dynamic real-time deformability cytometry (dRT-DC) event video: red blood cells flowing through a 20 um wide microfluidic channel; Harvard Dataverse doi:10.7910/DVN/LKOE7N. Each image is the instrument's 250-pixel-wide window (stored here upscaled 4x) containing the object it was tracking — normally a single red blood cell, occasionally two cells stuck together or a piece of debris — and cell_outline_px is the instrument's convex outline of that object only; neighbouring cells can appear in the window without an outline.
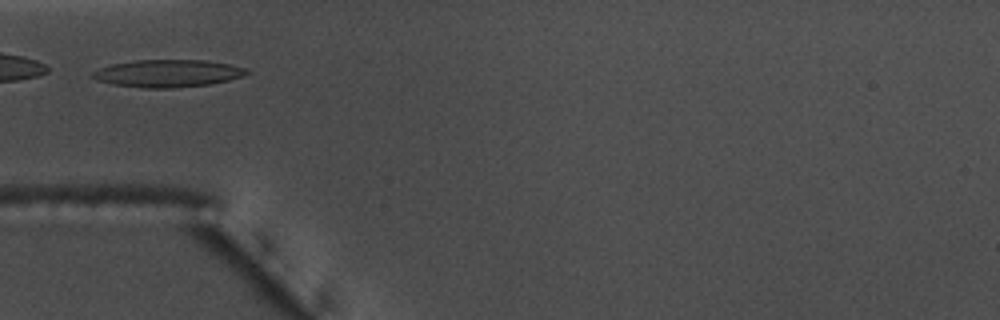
{"species": "common noctule bat (a hibernating species)", "species_latin": "Nyctalus noctula", "temperature_condition": "warm", "stored_images_in_passage": 27, "camera_frame_rate_fps": 3000, "um_per_image_px": 0.085, "animal": {"sex": "male", "body_mass_g": 17.5, "forearm_length_mm": 52.3}, "frame": {"image": 1, "passage_image": 1, "time_ms": 0.0, "image_size_px": [1000, 320], "cell_outline_px": [[252, 72], [244, 76], [228, 80], [208, 84], [172, 88], [144, 88], [112, 84], [96, 80], [92, 76], [92, 72], [100, 68], [112, 64], [136, 60], [204, 60], [228, 64], [244, 68]], "centroid_in_image_um": [14.25, 6.24], "position_along_channel_um": 70.7, "area_um2": 24.51}}